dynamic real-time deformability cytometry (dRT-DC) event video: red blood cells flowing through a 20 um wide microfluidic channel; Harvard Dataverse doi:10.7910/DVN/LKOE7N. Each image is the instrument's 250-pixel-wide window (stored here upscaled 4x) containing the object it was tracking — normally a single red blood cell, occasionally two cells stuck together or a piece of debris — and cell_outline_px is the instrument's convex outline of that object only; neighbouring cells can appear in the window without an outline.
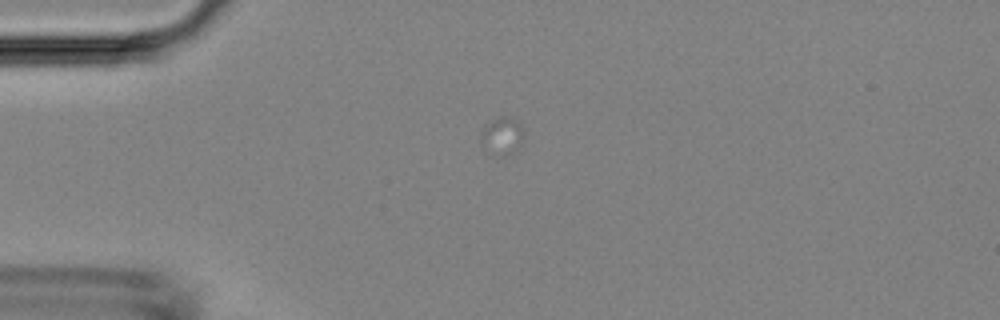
{"species": "Egyptian fruit bat (a non-hibernating species)", "species_latin": "Rousettus aegyptiacus", "temperature_condition": "room temperature", "stored_images_in_passage": 1, "camera_frame_rate_fps": 3000, "um_per_image_px": 0.085, "animal": {"sex": "female"}, "frame": {"image": 1, "passage_image": 1, "time_ms": 0.0, "image_size_px": [1000, 320], "cell_outline_px": [[524, 140], [516, 152], [512, 156], [492, 156], [484, 152], [480, 144], [480, 132], [492, 120], [500, 116], [512, 116], [524, 128]], "centroid_in_image_um": [42.68, 11.62], "position_along_channel_um": 42.3, "area_um2": 10.23}}